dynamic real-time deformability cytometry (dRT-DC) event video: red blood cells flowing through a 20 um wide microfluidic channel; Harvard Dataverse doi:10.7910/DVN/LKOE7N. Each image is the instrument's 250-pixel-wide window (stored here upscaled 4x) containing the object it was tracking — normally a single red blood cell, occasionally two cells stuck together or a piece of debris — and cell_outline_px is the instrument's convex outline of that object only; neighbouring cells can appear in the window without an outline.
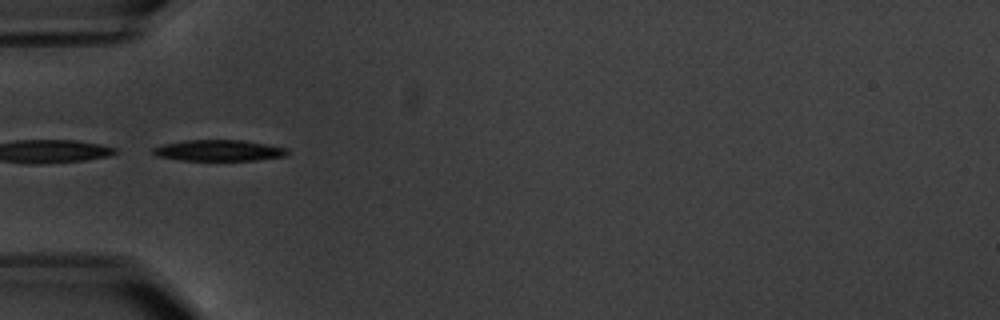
{"species": "common noctule bat (a hibernating species)", "species_latin": "Nyctalus noctula", "temperature_condition": "warm", "stored_images_in_passage": 10, "segment_of_instrument_passage": [2, 2], "camera_frame_rate_fps": 3000, "um_per_image_px": 0.085, "animal": {"sex": "male", "body_mass_g": 20.1, "forearm_length_mm": 53.5}, "frame": {"image": 1, "passage_image": 6, "time_ms": 6.0, "image_size_px": [1000, 320], "cell_outline_px": [[288, 152], [284, 156], [256, 160], [180, 160], [156, 156], [152, 152], [152, 148], [164, 144], [184, 140], [244, 140], [268, 144], [288, 148]], "centroid_in_image_um": [18.59, 12.78], "position_along_channel_um": 66.4, "area_um2": 16.53}}
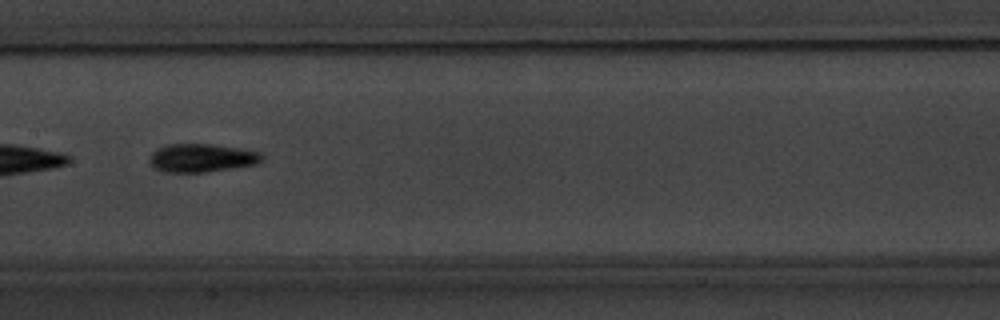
{"frame": {"image": 2, "passage_image": 9, "time_ms": 9.667, "image_size_px": [1000, 320], "cell_outline_px": [[264, 160], [256, 164], [204, 172], [164, 172], [156, 168], [148, 160], [148, 156], [156, 148], [168, 144], [212, 144], [260, 152], [264, 156]], "centroid_in_image_um": [17.12, 13.42], "position_along_channel_um": 190.3, "area_um2": 18.5}}